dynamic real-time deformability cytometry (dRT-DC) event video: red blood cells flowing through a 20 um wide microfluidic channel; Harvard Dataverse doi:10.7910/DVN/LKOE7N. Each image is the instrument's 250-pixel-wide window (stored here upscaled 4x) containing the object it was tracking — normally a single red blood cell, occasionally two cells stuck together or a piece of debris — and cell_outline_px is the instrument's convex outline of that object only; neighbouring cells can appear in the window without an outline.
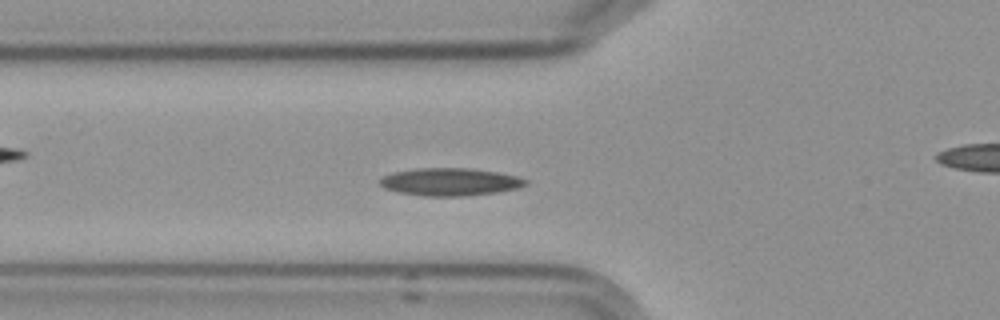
{"species": "Egyptian fruit bat (a non-hibernating species)", "species_latin": "Rousettus aegyptiacus", "temperature_condition": "cold", "stored_images_in_passage": 6, "segment_of_instrument_passage": [1, 2], "camera_frame_rate_fps": 3000, "um_per_image_px": 0.085, "frame": {"image": 1, "passage_image": 5, "time_ms": 5.333, "image_size_px": [1000, 320], "cell_outline_px": [[528, 184], [516, 188], [496, 192], [464, 196], [424, 196], [400, 192], [384, 188], [380, 184], [380, 180], [384, 176], [392, 172], [416, 168], [472, 168], [496, 172], [516, 176], [528, 180]], "centroid_in_image_um": [38.25, 15.45], "position_along_channel_um": 87.6, "area_um2": 23.35}}